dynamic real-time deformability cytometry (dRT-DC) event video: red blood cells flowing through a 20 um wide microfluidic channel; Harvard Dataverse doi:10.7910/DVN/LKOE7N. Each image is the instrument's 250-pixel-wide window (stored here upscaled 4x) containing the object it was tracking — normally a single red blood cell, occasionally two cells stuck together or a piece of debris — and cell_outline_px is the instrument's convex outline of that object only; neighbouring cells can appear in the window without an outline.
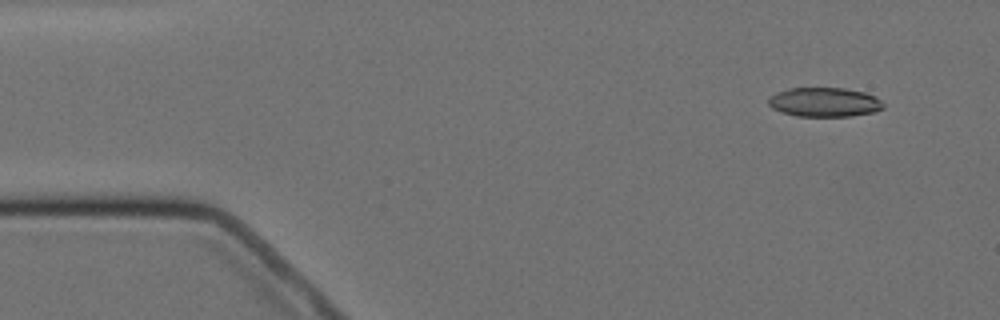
{"species": "Egyptian fruit bat (a non-hibernating species)", "species_latin": "Rousettus aegyptiacus", "temperature_condition": "cold", "stored_images_in_passage": 5, "camera_frame_rate_fps": 3000, "um_per_image_px": 0.085, "animal": {"sex": "female"}, "frame": {"image": 1, "passage_image": 2, "time_ms": 1.333, "image_size_px": [1000, 320], "cell_outline_px": [[884, 108], [872, 112], [848, 116], [796, 116], [772, 108], [768, 104], [768, 96], [776, 92], [788, 88], [844, 88], [864, 92], [876, 96], [884, 104]], "centroid_in_image_um": [70.06, 8.67], "position_along_channel_um": 14.9, "area_um2": 19.59}}
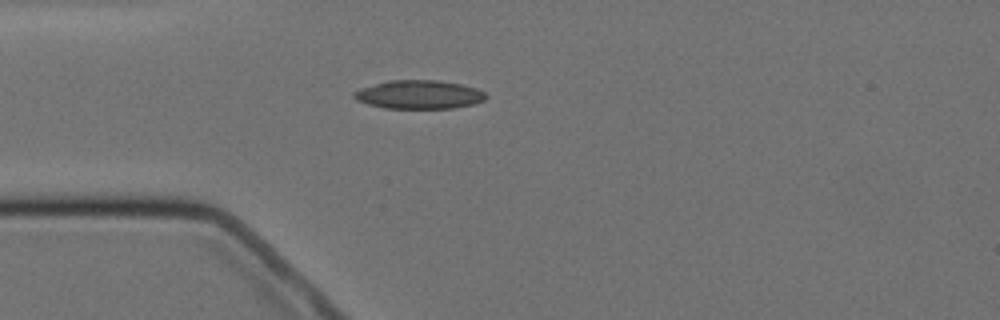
{"frame": {"image": 2, "passage_image": 5, "time_ms": 4.667, "image_size_px": [1000, 320], "cell_outline_px": [[488, 96], [484, 100], [472, 104], [452, 108], [384, 108], [368, 104], [356, 100], [352, 96], [352, 92], [360, 88], [388, 80], [436, 80], [460, 84], [476, 88], [484, 92]], "centroid_in_image_um": [35.58, 8.03], "position_along_channel_um": 49.4, "area_um2": 21.96}}